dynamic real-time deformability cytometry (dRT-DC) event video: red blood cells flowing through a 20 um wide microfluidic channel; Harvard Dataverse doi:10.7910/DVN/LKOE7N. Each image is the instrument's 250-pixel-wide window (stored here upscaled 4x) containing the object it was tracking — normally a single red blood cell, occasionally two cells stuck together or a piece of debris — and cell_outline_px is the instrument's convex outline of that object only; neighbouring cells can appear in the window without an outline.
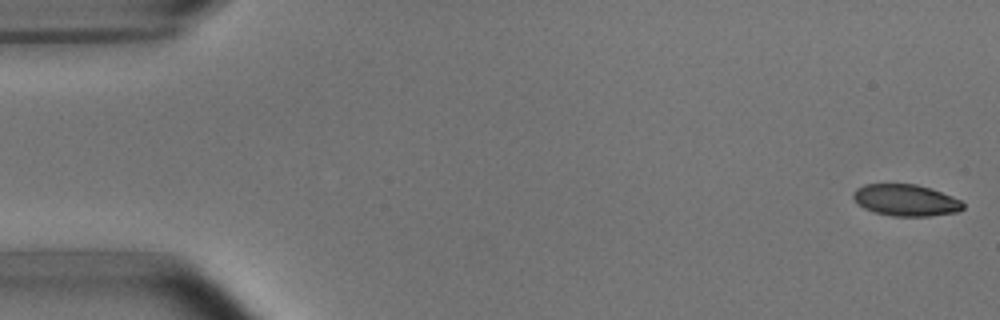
{"species": "common noctule bat (a hibernating species)", "species_latin": "Nyctalus noctula", "temperature_condition": "room temperature", "stored_images_in_passage": 5, "camera_frame_rate_fps": 3000, "um_per_image_px": 0.085, "animal": {"sex": "male", "body_mass_g": 15.6}, "frame": {"image": 1, "passage_image": 1, "time_ms": 0.0, "image_size_px": [1000, 320], "cell_outline_px": [[964, 208], [956, 212], [928, 216], [892, 216], [876, 212], [864, 208], [852, 196], [852, 192], [856, 188], [864, 184], [916, 184], [932, 188], [952, 196], [960, 200], [964, 204]], "centroid_in_image_um": [77.0, 17.0], "position_along_channel_um": 8.0, "area_um2": 20.17}}
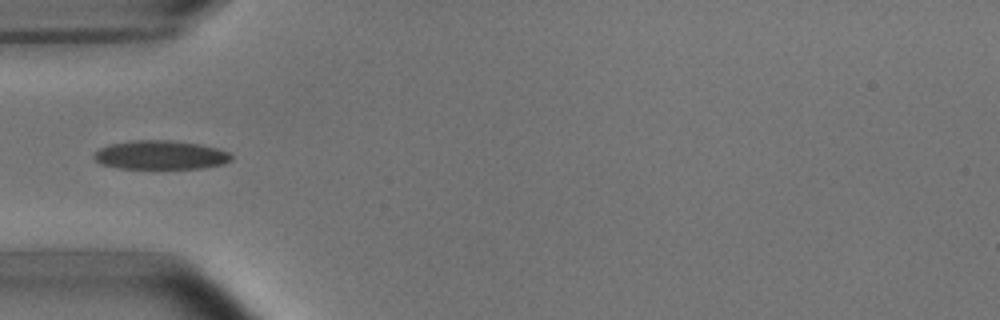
{"frame": {"image": 2, "passage_image": 5, "time_ms": 5.333, "image_size_px": [1000, 320], "cell_outline_px": [[232, 160], [224, 164], [200, 168], [116, 168], [100, 164], [92, 156], [100, 148], [112, 144], [136, 140], [168, 140], [200, 144], [216, 148], [228, 152], [232, 156]], "centroid_in_image_um": [13.65, 13.18], "position_along_channel_um": 71.4, "area_um2": 22.95}}